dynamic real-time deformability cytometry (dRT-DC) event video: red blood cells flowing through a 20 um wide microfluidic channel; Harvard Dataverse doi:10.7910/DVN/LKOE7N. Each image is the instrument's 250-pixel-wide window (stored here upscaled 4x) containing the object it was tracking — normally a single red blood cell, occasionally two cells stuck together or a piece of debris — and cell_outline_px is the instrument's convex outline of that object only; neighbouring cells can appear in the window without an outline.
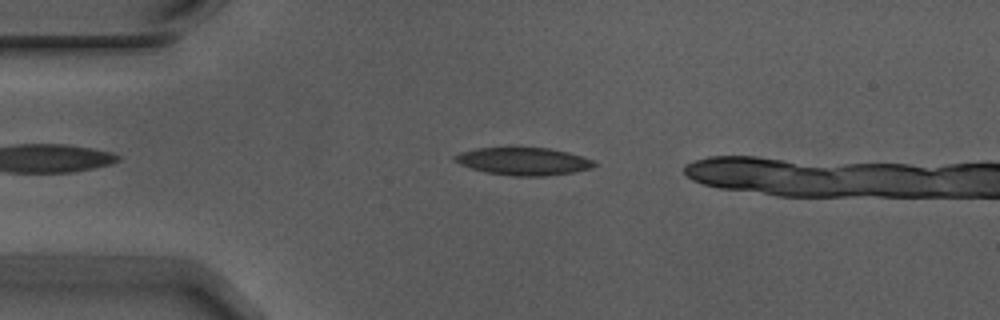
{"species": "Egyptian fruit bat (a non-hibernating species)", "species_latin": "Rousettus aegyptiacus", "temperature_condition": "warm", "stored_images_in_passage": 38, "camera_frame_rate_fps": 3000, "um_per_image_px": 0.085, "animal": {"sex": "male"}, "frame": {"image": 1, "passage_image": 6, "time_ms": 1.667, "image_size_px": [1000, 320], "cell_outline_px": [[596, 164], [592, 168], [572, 172], [544, 176], [512, 176], [488, 172], [472, 168], [460, 164], [452, 160], [452, 156], [460, 152], [476, 148], [548, 148], [568, 152], [592, 160]], "centroid_in_image_um": [44.45, 13.71], "position_along_channel_um": 40.5, "area_um2": 22.2}}
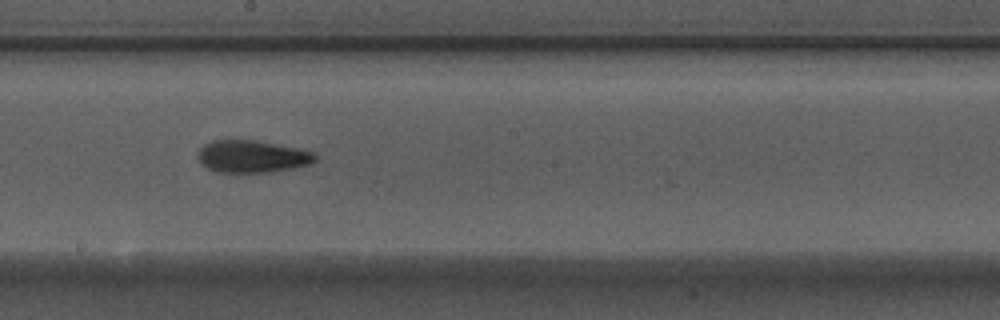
{"frame": {"image": 2, "passage_image": 23, "time_ms": 7.333, "image_size_px": [1000, 320], "cell_outline_px": [[316, 160], [308, 164], [296, 168], [272, 172], [216, 172], [200, 164], [196, 156], [200, 148], [204, 144], [212, 140], [252, 140], [300, 148], [312, 152], [316, 156]], "centroid_in_image_um": [21.4, 13.3], "position_along_channel_um": 226.8, "area_um2": 22.2}}
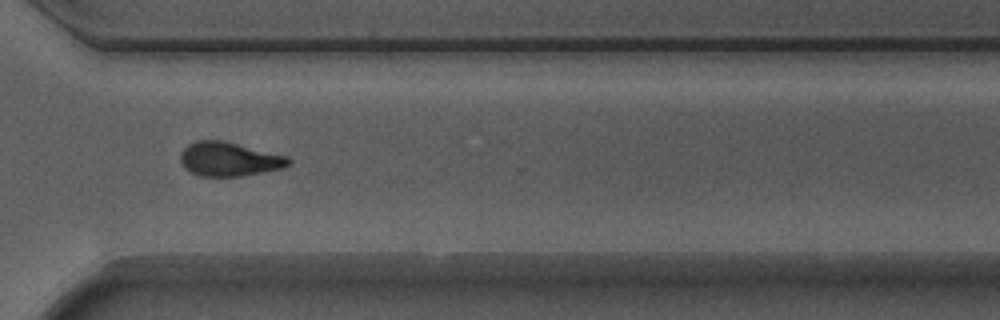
{"frame": {"image": 3, "passage_image": 33, "time_ms": 10.667, "image_size_px": [1000, 320], "cell_outline_px": [[292, 164], [284, 168], [240, 176], [200, 176], [184, 168], [180, 160], [180, 156], [184, 148], [188, 144], [196, 140], [224, 140], [288, 156], [292, 160]], "centroid_in_image_um": [19.51, 13.52], "position_along_channel_um": 351.1, "area_um2": 21.62}}